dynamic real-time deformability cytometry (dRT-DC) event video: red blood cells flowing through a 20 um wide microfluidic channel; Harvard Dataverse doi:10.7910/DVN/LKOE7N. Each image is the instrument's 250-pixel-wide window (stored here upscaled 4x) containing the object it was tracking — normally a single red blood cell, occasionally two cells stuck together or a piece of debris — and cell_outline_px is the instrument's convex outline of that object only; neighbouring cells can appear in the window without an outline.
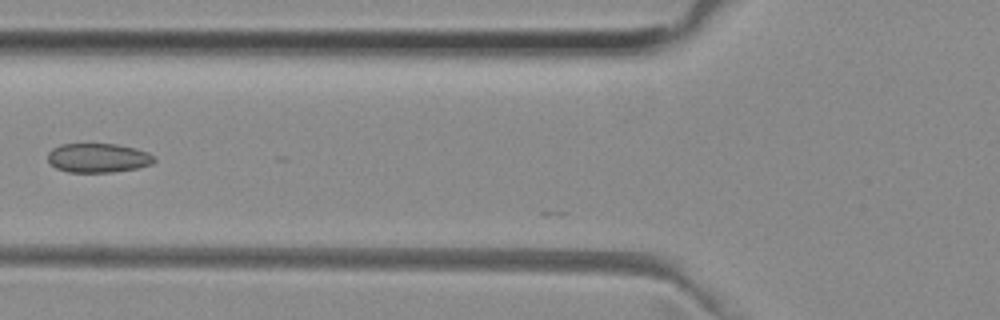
{"species": "common noctule bat (a hibernating species)", "species_latin": "Nyctalus noctula", "temperature_condition": "room temperature", "stored_images_in_passage": 4, "camera_frame_rate_fps": 3000, "um_per_image_px": 0.085, "animal": {"sex": "female", "body_mass_g": 29.2, "forearm_length_mm": 56.3}, "frame": {"image": 1, "passage_image": 4, "time_ms": 1.0, "image_size_px": [1000, 320], "cell_outline_px": [[156, 160], [152, 164], [140, 168], [112, 172], [68, 172], [56, 168], [48, 160], [48, 152], [52, 148], [60, 144], [116, 144], [136, 148], [148, 152], [156, 156]], "centroid_in_image_um": [8.38, 13.42], "position_along_channel_um": 117.4, "area_um2": 18.32}}